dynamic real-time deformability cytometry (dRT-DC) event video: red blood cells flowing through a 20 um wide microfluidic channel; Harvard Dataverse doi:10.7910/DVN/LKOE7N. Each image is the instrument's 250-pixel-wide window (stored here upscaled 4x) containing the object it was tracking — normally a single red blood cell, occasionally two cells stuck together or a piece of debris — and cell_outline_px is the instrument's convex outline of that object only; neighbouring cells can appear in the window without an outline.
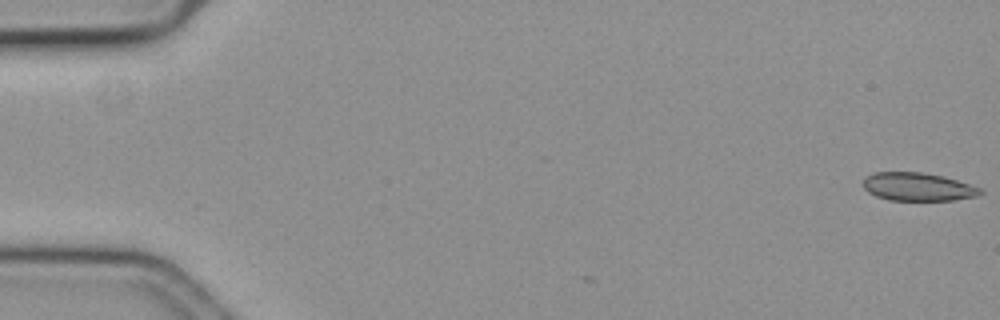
{"species": "common noctule bat (a hibernating species)", "species_latin": "Nyctalus noctula", "temperature_condition": "cold", "stored_images_in_passage": 2, "camera_frame_rate_fps": 3000, "um_per_image_px": 0.085, "animal": {"sex": "female", "body_mass_g": 19.3, "forearm_length_mm": 54.1}, "frame": {"image": 1, "passage_image": 2, "time_ms": 0.333, "image_size_px": [1000, 320], "cell_outline_px": [[984, 192], [976, 196], [952, 200], [888, 200], [876, 196], [868, 192], [864, 188], [864, 176], [872, 172], [920, 172], [940, 176], [956, 180], [980, 188]], "centroid_in_image_um": [77.96, 15.88], "position_along_channel_um": 7.0, "area_um2": 19.07}}